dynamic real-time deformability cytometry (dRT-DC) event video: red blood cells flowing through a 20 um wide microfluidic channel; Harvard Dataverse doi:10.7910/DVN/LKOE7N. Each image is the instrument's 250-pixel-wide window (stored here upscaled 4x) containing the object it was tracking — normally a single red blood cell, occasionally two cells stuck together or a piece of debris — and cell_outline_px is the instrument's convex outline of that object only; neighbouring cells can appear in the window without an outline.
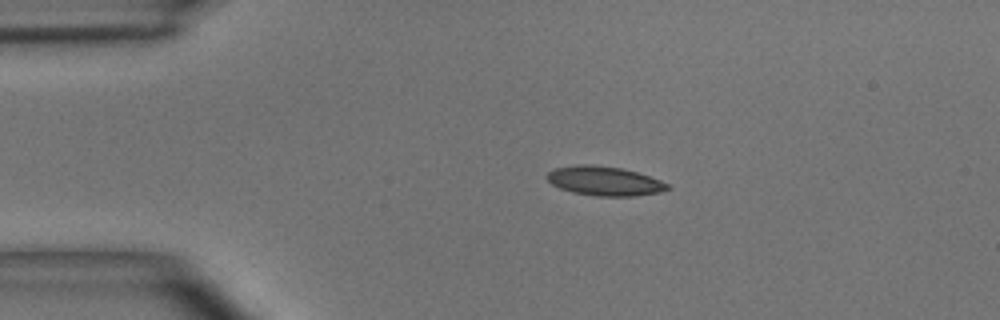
{"species": "common noctule bat (a hibernating species)", "species_latin": "Nyctalus noctula", "temperature_condition": "room temperature", "stored_images_in_passage": 42, "camera_frame_rate_fps": 3000, "um_per_image_px": 0.085, "animal": {"sex": "male", "body_mass_g": 15.6}, "frame": {"image": 1, "passage_image": 1, "time_ms": 0.0, "image_size_px": [1000, 320], "cell_outline_px": [[668, 188], [660, 192], [636, 196], [596, 196], [572, 192], [560, 188], [552, 184], [544, 176], [548, 172], [556, 168], [580, 164], [592, 164], [620, 168], [636, 172], [660, 180], [668, 184]], "centroid_in_image_um": [51.34, 15.38], "position_along_channel_um": 33.7, "area_um2": 20.4}}
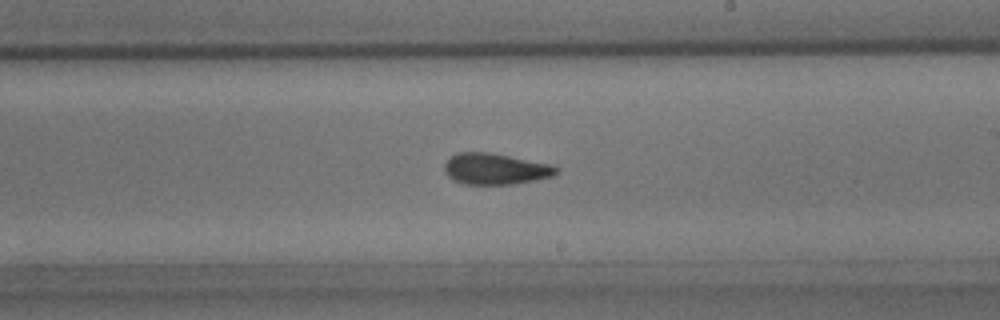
{"frame": {"image": 2, "passage_image": 20, "time_ms": 6.333, "image_size_px": [1000, 320], "cell_outline_px": [[560, 168], [552, 176], [512, 184], [464, 184], [452, 180], [444, 172], [444, 164], [456, 152], [488, 152], [548, 164]], "centroid_in_image_um": [42.03, 14.36], "position_along_channel_um": 247.0, "area_um2": 20.0}}
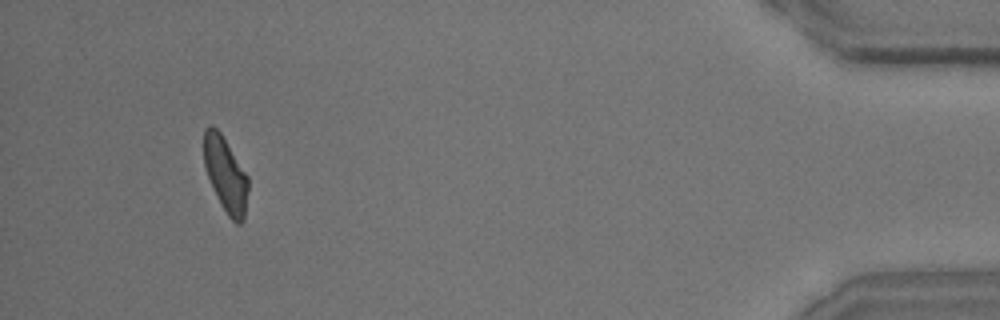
{"frame": {"image": 3, "passage_image": 38, "time_ms": 12.333, "image_size_px": [1000, 320], "cell_outline_px": [[248, 188], [244, 220], [240, 224], [236, 224], [228, 216], [220, 204], [208, 176], [204, 164], [204, 128], [212, 124], [220, 132], [248, 176]], "centroid_in_image_um": [19.18, 14.84], "position_along_channel_um": 416.0, "area_um2": 19.19}}